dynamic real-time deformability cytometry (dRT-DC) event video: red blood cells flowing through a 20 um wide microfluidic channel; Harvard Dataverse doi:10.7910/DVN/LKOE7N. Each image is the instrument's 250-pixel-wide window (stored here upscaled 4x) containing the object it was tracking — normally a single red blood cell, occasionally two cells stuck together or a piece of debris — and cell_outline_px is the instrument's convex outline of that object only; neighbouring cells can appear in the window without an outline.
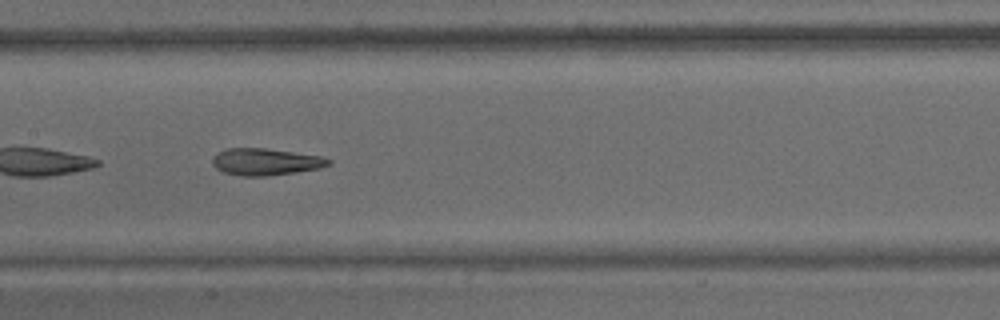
{"species": "common noctule bat (a hibernating species)", "species_latin": "Nyctalus noctula", "temperature_condition": "warm", "stored_images_in_passage": 50, "camera_frame_rate_fps": 3000, "um_per_image_px": 0.085, "animal": {"sex": "male", "body_mass_g": 15.6}, "frame": {"image": 1, "passage_image": 22, "time_ms": 7.0, "image_size_px": [1000, 320], "cell_outline_px": [[332, 164], [320, 168], [296, 172], [264, 176], [244, 176], [224, 172], [216, 168], [212, 164], [212, 156], [216, 152], [228, 148], [264, 148], [320, 156], [332, 160]], "centroid_in_image_um": [22.55, 13.75], "position_along_channel_um": 184.8, "area_um2": 18.15}}
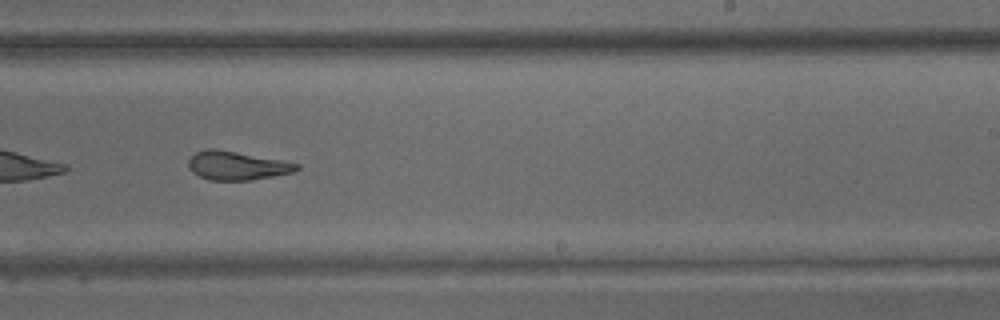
{"frame": {"image": 2, "passage_image": 29, "time_ms": 9.333, "image_size_px": [1000, 320], "cell_outline_px": [[300, 168], [292, 172], [272, 176], [248, 180], [208, 180], [192, 172], [188, 164], [188, 160], [196, 152], [208, 148], [216, 148], [284, 160], [300, 164]], "centroid_in_image_um": [20.14, 14.06], "position_along_channel_um": 268.9, "area_um2": 18.09}, "authors_computed_cell_mechanics": {"area_um2": 20.4034, "velocity_mm_per_s": 3.618, "shape_relaxation_time_tau1_ms": 9.7668, "shape_relaxation_time_tau2_ms": 2.4436, "deformation_change_tau1": 0.2624, "deformation_change_tau2": 0.1162}}